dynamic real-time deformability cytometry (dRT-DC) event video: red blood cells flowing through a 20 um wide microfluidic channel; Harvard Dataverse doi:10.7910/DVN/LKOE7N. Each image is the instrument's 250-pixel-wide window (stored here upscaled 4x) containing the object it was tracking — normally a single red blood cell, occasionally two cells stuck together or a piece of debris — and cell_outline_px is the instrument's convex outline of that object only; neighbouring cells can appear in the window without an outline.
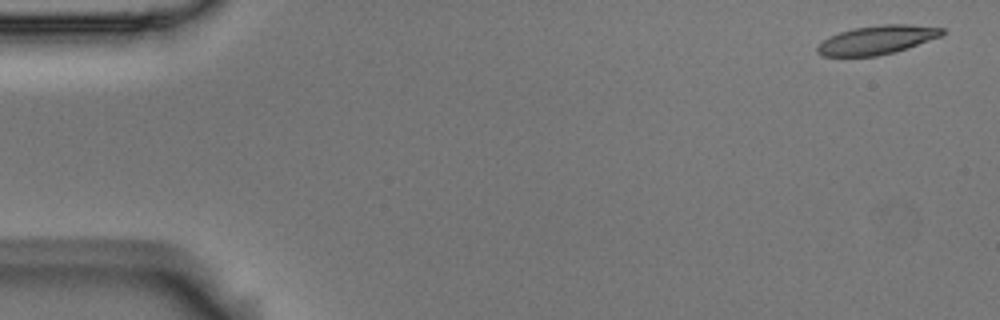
{"species": "Egyptian fruit bat (a non-hibernating species)", "species_latin": "Rousettus aegyptiacus", "temperature_condition": "room temperature", "stored_images_in_passage": 5, "camera_frame_rate_fps": 3000, "um_per_image_px": 0.085, "animal": {"sex": "male"}, "frame": {"image": 1, "passage_image": 1, "time_ms": 0.0, "image_size_px": [1000, 320], "cell_outline_px": [[944, 32], [940, 36], [908, 48], [896, 52], [876, 56], [820, 56], [816, 52], [816, 48], [824, 40], [840, 32], [852, 28], [880, 24], [908, 24], [944, 28]], "centroid_in_image_um": [74.54, 3.39], "position_along_channel_um": 10.5, "area_um2": 20.87}}
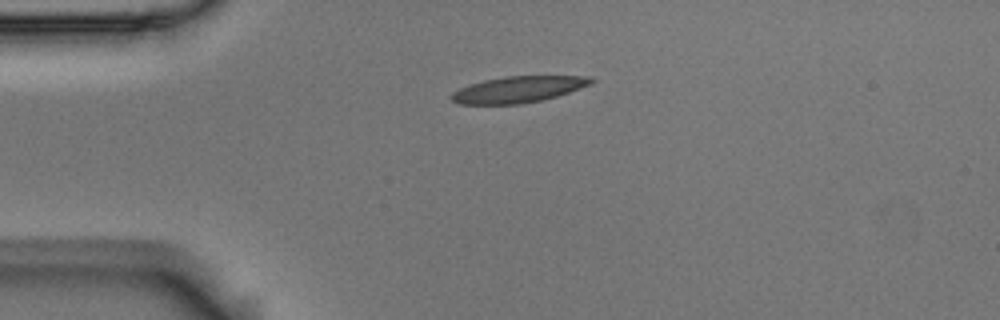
{"frame": {"image": 2, "passage_image": 4, "time_ms": 1.0, "image_size_px": [1000, 320], "cell_outline_px": [[596, 80], [592, 84], [556, 96], [540, 100], [520, 104], [460, 104], [452, 100], [448, 96], [452, 92], [468, 84], [484, 80], [504, 76], [592, 76]], "centroid_in_image_um": [44.04, 7.59], "position_along_channel_um": 41.0, "area_um2": 21.44}}